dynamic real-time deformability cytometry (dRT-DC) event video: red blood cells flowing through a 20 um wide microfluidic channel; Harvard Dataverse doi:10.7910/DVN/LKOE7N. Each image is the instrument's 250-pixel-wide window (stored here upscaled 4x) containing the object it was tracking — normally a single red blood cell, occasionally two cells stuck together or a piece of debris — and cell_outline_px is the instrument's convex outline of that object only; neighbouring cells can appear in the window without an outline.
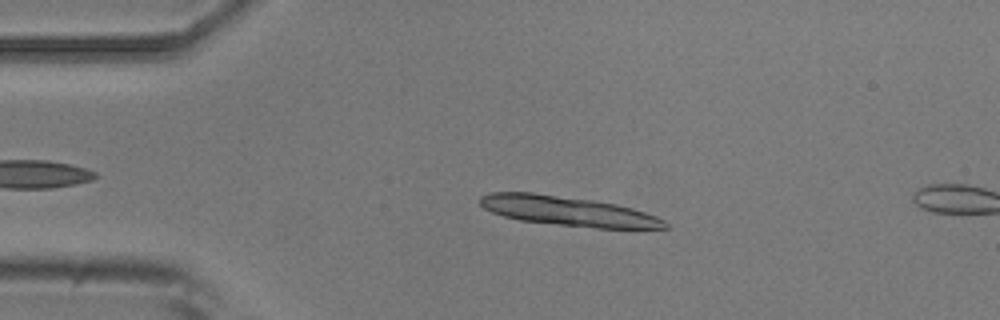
{"species": "common noctule bat (a hibernating species)", "species_latin": "Nyctalus noctula", "temperature_condition": "room temperature", "stored_images_in_passage": 4, "camera_frame_rate_fps": 3000, "um_per_image_px": 0.085, "animal": {"sex": "male", "body_mass_g": 20.5, "forearm_length_mm": 52.5}, "frame": {"image": 1, "passage_image": 3, "time_ms": 2.0, "image_size_px": [1000, 320], "cell_outline_px": [[672, 228], [596, 228], [520, 220], [504, 216], [492, 212], [484, 208], [480, 204], [480, 196], [492, 192], [532, 192], [592, 200], [616, 204], [632, 208], [656, 216], [664, 220]], "centroid_in_image_um": [48.28, 17.94], "position_along_channel_um": 36.7, "area_um2": 31.62}}